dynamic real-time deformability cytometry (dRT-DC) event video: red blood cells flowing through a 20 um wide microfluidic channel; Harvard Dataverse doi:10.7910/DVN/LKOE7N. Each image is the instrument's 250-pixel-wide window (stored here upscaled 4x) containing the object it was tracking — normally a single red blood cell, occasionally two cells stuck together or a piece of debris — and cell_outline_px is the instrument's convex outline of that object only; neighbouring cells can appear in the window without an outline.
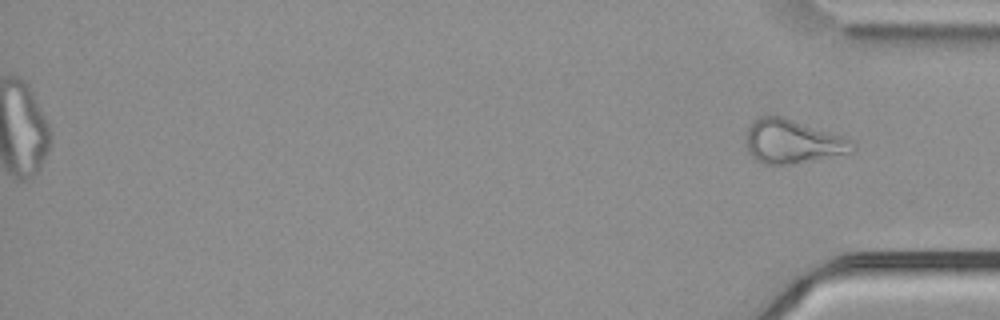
{"species": "common noctule bat (a hibernating species)", "species_latin": "Nyctalus noctula", "temperature_condition": "cold", "stored_images_in_passage": 48, "segment_of_instrument_passage": [2, 2], "camera_frame_rate_fps": 3000, "um_per_image_px": 0.085, "animal": {"sex": "male", "body_mass_g": 21.5, "forearm_length_mm": 52.0}, "frame": {"image": 1, "passage_image": 48, "time_ms": 15.667, "image_size_px": [1000, 320], "cell_outline_px": [[856, 148], [848, 152], [788, 164], [760, 164], [748, 152], [748, 128], [760, 116], [780, 116], [852, 140]], "centroid_in_image_um": [67.32, 12.04], "position_along_channel_um": 367.9, "area_um2": 25.95}}